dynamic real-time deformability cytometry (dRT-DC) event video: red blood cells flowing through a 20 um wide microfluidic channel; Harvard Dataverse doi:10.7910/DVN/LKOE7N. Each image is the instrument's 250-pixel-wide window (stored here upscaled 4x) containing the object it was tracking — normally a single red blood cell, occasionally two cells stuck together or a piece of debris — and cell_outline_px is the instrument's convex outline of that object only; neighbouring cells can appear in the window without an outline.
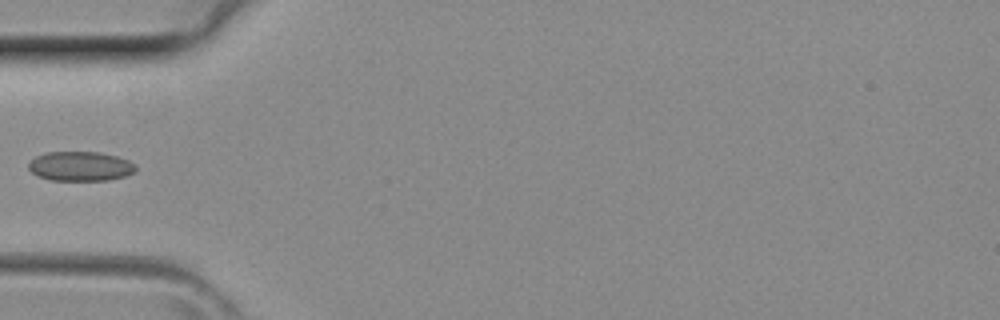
{"species": "common noctule bat (a hibernating species)", "species_latin": "Nyctalus noctula", "temperature_condition": "room temperature", "stored_images_in_passage": 2, "camera_frame_rate_fps": 3000, "um_per_image_px": 0.085, "animal": {"sex": "female", "body_mass_g": 29.2, "forearm_length_mm": 56.3}, "frame": {"image": 1, "passage_image": 2, "time_ms": 0.333, "image_size_px": [1000, 320], "cell_outline_px": [[136, 168], [132, 172], [124, 176], [108, 180], [48, 180], [36, 176], [28, 168], [28, 164], [36, 156], [48, 152], [100, 152], [116, 156], [128, 160], [136, 164]], "centroid_in_image_um": [6.81, 14.13], "position_along_channel_um": 78.2, "area_um2": 18.38}}